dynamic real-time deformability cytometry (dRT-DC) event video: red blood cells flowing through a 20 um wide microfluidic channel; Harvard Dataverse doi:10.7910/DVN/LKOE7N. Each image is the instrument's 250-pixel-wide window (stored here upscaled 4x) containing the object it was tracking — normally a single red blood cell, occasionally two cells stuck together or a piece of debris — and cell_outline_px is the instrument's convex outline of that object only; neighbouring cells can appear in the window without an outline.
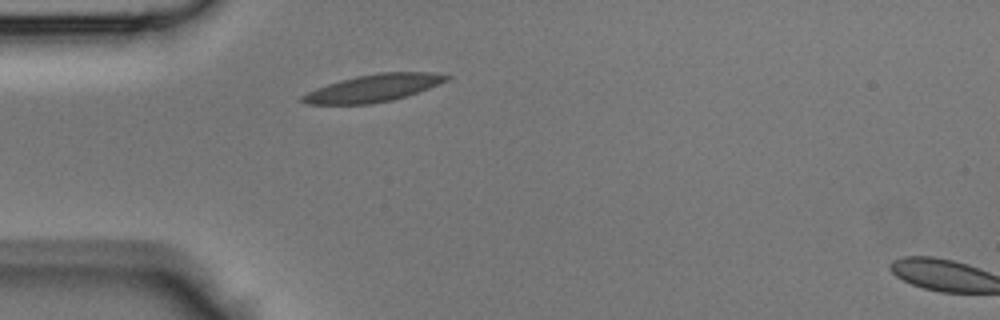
{"species": "Egyptian fruit bat (a non-hibernating species)", "species_latin": "Rousettus aegyptiacus", "temperature_condition": "room temperature", "stored_images_in_passage": 32, "camera_frame_rate_fps": 3000, "um_per_image_px": 0.085, "animal": {"sex": "male"}, "frame": {"image": 1, "passage_image": 1, "time_ms": 0.0, "image_size_px": [1000, 320], "cell_outline_px": [[452, 76], [448, 80], [428, 88], [392, 100], [372, 104], [308, 104], [300, 100], [300, 96], [316, 88], [340, 80], [356, 76], [380, 72], [432, 72]], "centroid_in_image_um": [31.72, 7.48], "position_along_channel_um": 53.3, "area_um2": 22.77}}
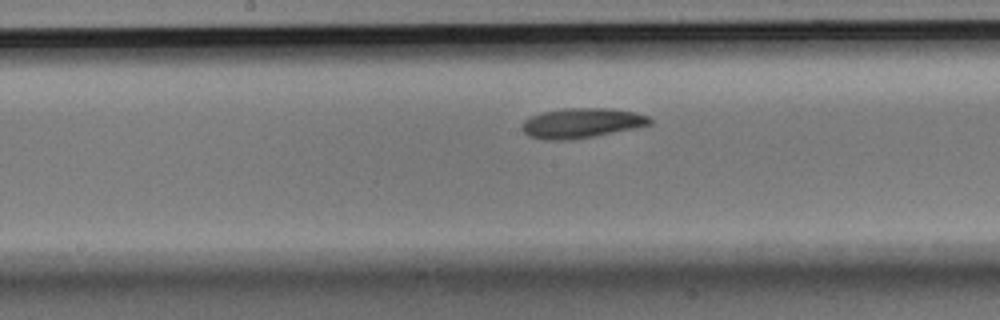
{"frame": {"image": 2, "passage_image": 11, "time_ms": 3.333, "image_size_px": [1000, 320], "cell_outline_px": [[652, 124], [592, 136], [568, 140], [544, 140], [528, 136], [520, 128], [524, 120], [540, 112], [564, 108], [612, 108], [636, 112], [648, 116], [652, 120]], "centroid_in_image_um": [49.39, 10.45], "position_along_channel_um": 198.8, "area_um2": 22.25}}
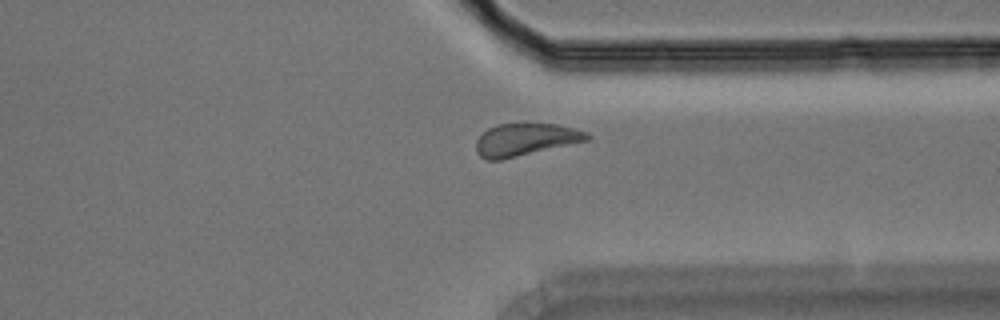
{"frame": {"image": 3, "passage_image": 22, "time_ms": 7.0, "image_size_px": [1000, 320], "cell_outline_px": [[592, 136], [588, 140], [500, 160], [488, 160], [480, 156], [476, 152], [476, 140], [488, 128], [496, 124], [556, 124], [588, 132]], "centroid_in_image_um": [44.64, 11.86], "position_along_channel_um": 366.8, "area_um2": 20.69}}